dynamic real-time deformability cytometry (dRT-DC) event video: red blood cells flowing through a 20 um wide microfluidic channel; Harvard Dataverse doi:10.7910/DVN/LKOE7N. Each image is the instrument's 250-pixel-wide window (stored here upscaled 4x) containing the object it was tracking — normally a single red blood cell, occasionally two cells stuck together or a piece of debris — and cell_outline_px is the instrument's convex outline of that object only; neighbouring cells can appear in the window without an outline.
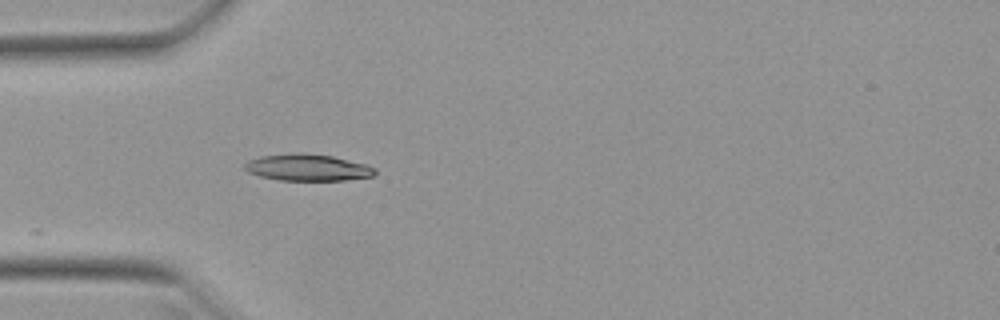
{"species": "Egyptian fruit bat (a non-hibernating species)", "species_latin": "Rousettus aegyptiacus", "temperature_condition": "warm", "stored_images_in_passage": 16, "camera_frame_rate_fps": 3000, "um_per_image_px": 0.085, "animal": {"sex": "female"}, "frame": {"image": 1, "passage_image": 1, "time_ms": 0.0, "image_size_px": [1000, 320], "cell_outline_px": [[376, 176], [344, 180], [280, 180], [260, 176], [248, 172], [244, 168], [244, 164], [248, 160], [260, 156], [300, 152], [332, 156], [368, 164], [376, 168]], "centroid_in_image_um": [26.18, 14.23], "position_along_channel_um": 58.8, "area_um2": 20.4}}
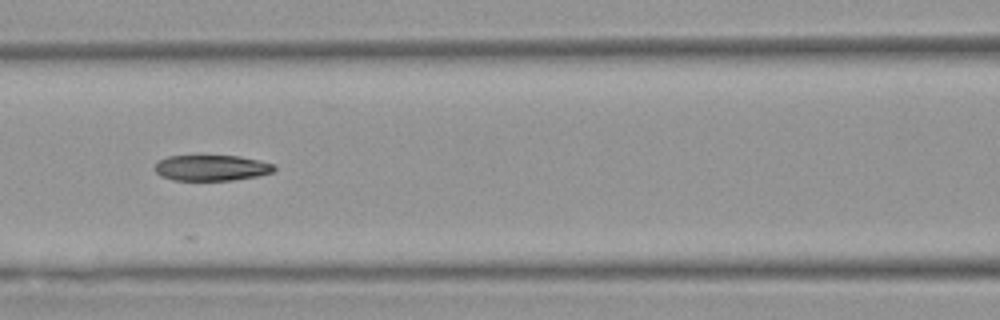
{"frame": {"image": 2, "passage_image": 8, "time_ms": 2.333, "image_size_px": [1000, 320], "cell_outline_px": [[276, 168], [272, 172], [256, 176], [232, 180], [172, 180], [160, 176], [152, 168], [160, 160], [168, 156], [240, 156], [276, 164]], "centroid_in_image_um": [17.96, 14.27], "position_along_channel_um": 148.6, "area_um2": 17.92}}
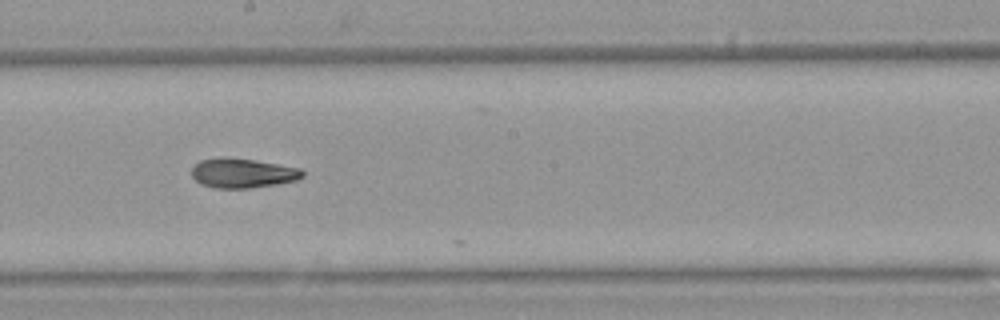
{"frame": {"image": 3, "passage_image": 14, "time_ms": 4.333, "image_size_px": [1000, 320], "cell_outline_px": [[304, 176], [296, 180], [276, 184], [248, 188], [216, 188], [200, 184], [192, 176], [192, 168], [200, 160], [256, 160], [300, 168], [304, 172]], "centroid_in_image_um": [20.67, 14.76], "position_along_channel_um": 227.5, "area_um2": 18.32}}